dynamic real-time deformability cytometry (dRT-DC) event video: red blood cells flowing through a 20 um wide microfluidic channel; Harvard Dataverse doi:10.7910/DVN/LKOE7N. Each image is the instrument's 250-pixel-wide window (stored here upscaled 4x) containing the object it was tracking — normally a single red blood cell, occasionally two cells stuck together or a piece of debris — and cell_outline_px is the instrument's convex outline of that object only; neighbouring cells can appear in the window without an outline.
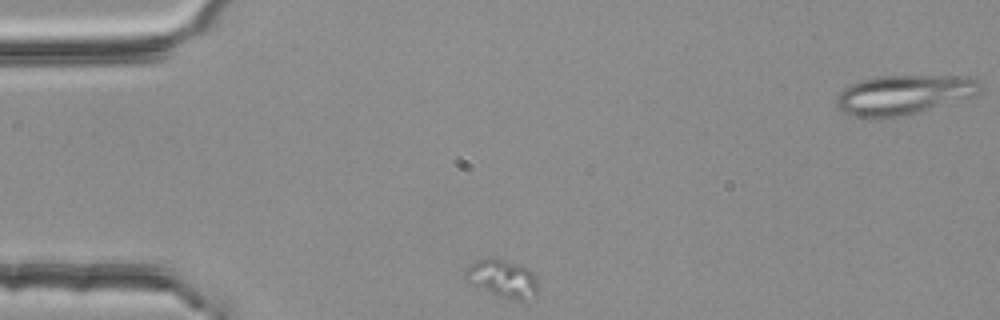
{"species": "common noctule bat (a hibernating species)", "species_latin": "Nyctalus noctula", "temperature_condition": "room temperature", "stored_images_in_passage": 8, "camera_frame_rate_fps": 3000, "um_per_image_px": 0.085, "animal": {"sex": "female", "body_mass_g": 25.1}, "frame": {"image": 1, "passage_image": 1, "time_ms": 0.0, "image_size_px": [1000, 320], "cell_outline_px": [[536, 296], [524, 300], [516, 300], [496, 296], [464, 280], [464, 272], [472, 264], [480, 260], [492, 256], [528, 268], [536, 276]], "centroid_in_image_um": [42.7, 23.69], "position_along_channel_um": 42.3, "area_um2": 15.95}}
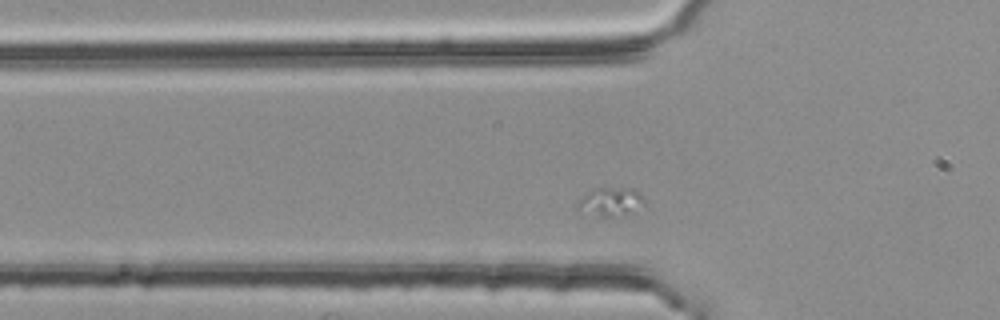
{"frame": {"image": 2, "passage_image": 6, "time_ms": 1.667, "image_size_px": [1000, 320], "cell_outline_px": [[644, 204], [624, 212], [612, 216], [604, 216], [576, 212], [576, 200], [588, 192], [600, 188], [636, 188], [644, 196]], "centroid_in_image_um": [51.81, 17.12], "position_along_channel_um": 74.0, "area_um2": 10.92}}